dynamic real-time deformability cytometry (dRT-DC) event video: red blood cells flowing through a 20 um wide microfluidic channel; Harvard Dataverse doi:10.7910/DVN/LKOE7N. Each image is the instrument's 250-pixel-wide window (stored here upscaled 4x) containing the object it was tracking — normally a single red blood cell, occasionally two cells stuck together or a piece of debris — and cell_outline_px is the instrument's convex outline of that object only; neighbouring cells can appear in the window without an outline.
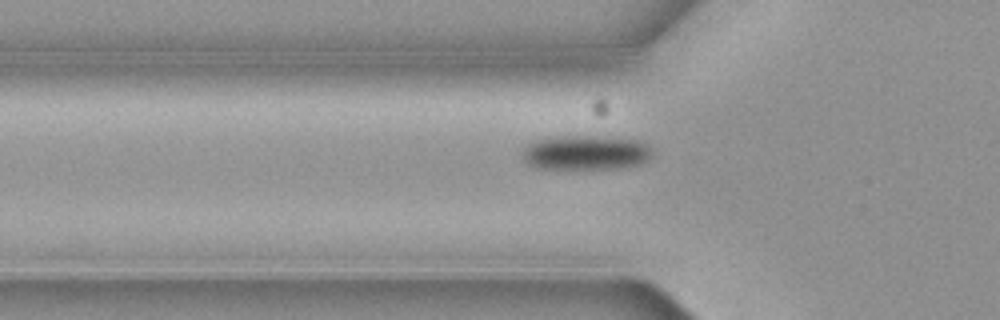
{"species": "common noctule bat (a hibernating species)", "species_latin": "Nyctalus noctula", "temperature_condition": "cold", "stored_images_in_passage": 3, "segment_of_instrument_passage": [2, 2], "camera_frame_rate_fps": 3000, "um_per_image_px": 0.085, "animal": {"sex": "female", "body_mass_g": 19.3, "forearm_length_mm": 54.1}, "frame": {"image": 1, "passage_image": 3, "time_ms": 0.667, "image_size_px": [1000, 320], "cell_outline_px": [[652, 156], [648, 160], [640, 164], [628, 168], [536, 168], [528, 164], [524, 160], [524, 148], [528, 144], [536, 140], [556, 136], [588, 136], [640, 140], [648, 144], [652, 148]], "centroid_in_image_um": [49.85, 12.97], "position_along_channel_um": 76.0, "area_um2": 26.18}}